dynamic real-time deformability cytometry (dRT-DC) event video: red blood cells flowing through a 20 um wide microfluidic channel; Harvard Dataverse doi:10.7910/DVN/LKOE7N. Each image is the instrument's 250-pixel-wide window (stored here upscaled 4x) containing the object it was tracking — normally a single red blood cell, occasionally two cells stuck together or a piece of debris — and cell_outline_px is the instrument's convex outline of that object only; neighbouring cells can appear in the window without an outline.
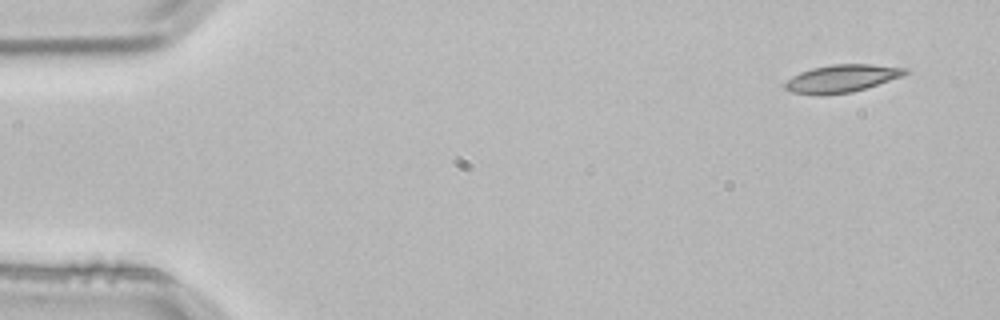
{"species": "common noctule bat (a hibernating species)", "species_latin": "Nyctalus noctula", "temperature_condition": "room temperature", "stored_images_in_passage": 4, "segment_of_instrument_passage": [1, 2], "camera_frame_rate_fps": 3000, "um_per_image_px": 0.085, "animal": {"sex": "male", "body_mass_g": 21.5, "forearm_length_mm": 52.0}, "frame": {"image": 1, "passage_image": 1, "time_ms": 0.0, "image_size_px": [1000, 320], "cell_outline_px": [[912, 72], [904, 76], [852, 92], [820, 96], [792, 92], [784, 88], [784, 84], [792, 76], [800, 72], [812, 68], [832, 64], [868, 64], [908, 68]], "centroid_in_image_um": [71.58, 6.67], "position_along_channel_um": 13.4, "area_um2": 19.54}}